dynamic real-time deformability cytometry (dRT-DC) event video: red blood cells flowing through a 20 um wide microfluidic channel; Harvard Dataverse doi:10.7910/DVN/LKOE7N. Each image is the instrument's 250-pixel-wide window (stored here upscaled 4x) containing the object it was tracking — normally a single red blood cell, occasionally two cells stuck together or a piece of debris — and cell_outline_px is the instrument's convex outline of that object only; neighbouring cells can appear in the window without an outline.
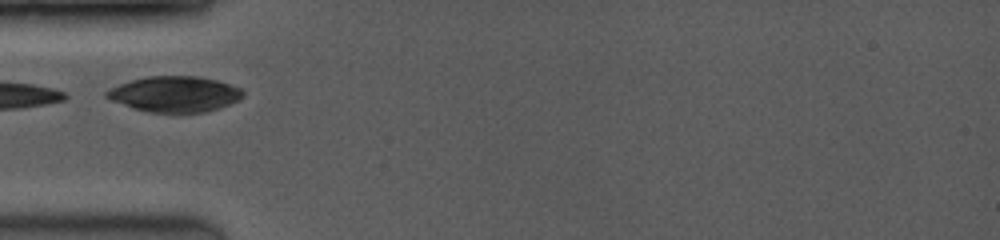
{"species": "common noctule bat (a hibernating species)", "species_latin": "Nyctalus noctula", "temperature_condition": "room temperature", "stored_images_in_passage": 28, "camera_frame_rate_fps": 3500, "um_per_image_px": 0.085, "animal": {"sex": "female", "body_mass_g": 19.0, "forearm_length_mm": 53.3}, "frame": {"image": 1, "passage_image": 1, "time_ms": 0.0, "image_size_px": [1000, 240], "cell_outline_px": [[244, 96], [220, 108], [204, 112], [176, 116], [148, 112], [132, 108], [112, 100], [104, 96], [104, 92], [120, 84], [132, 80], [148, 76], [196, 76], [216, 80], [240, 88], [244, 92]], "centroid_in_image_um": [14.84, 8.04], "position_along_channel_um": 70.2, "area_um2": 28.84}}